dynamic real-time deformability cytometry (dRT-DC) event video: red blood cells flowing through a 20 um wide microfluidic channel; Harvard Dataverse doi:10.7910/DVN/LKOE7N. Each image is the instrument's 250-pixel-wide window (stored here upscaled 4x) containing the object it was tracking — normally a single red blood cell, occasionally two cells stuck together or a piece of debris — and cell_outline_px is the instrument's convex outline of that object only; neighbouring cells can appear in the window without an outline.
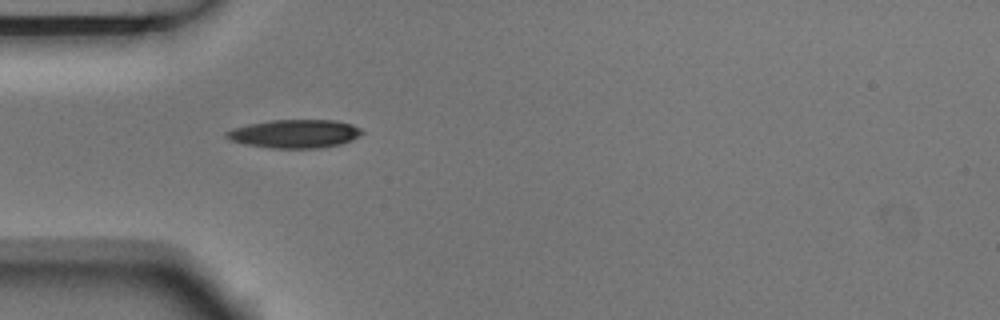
{"species": "Egyptian fruit bat (a non-hibernating species)", "species_latin": "Rousettus aegyptiacus", "temperature_condition": "room temperature", "stored_images_in_passage": 4, "camera_frame_rate_fps": 3000, "um_per_image_px": 0.085, "animal": {"sex": "male"}, "frame": {"image": 1, "passage_image": 3, "time_ms": 0.667, "image_size_px": [1000, 320], "cell_outline_px": [[364, 132], [360, 136], [352, 140], [340, 144], [316, 148], [272, 148], [244, 144], [232, 140], [224, 136], [224, 132], [232, 128], [248, 124], [272, 120], [332, 120], [352, 124], [360, 128]], "centroid_in_image_um": [25.04, 11.36], "position_along_channel_um": 60.0, "area_um2": 22.43}}
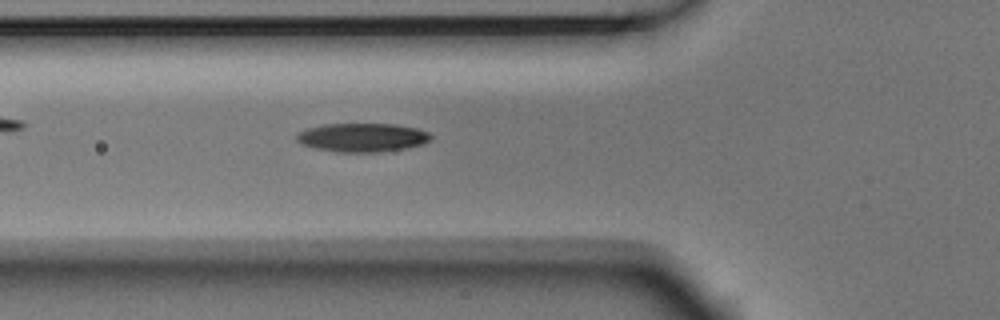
{"frame": {"image": 2, "passage_image": 4, "time_ms": 1.0, "image_size_px": [1000, 320], "cell_outline_px": [[432, 136], [428, 140], [420, 144], [404, 148], [376, 152], [336, 152], [316, 148], [304, 144], [296, 140], [296, 136], [300, 132], [308, 128], [324, 124], [396, 124], [416, 128], [428, 132]], "centroid_in_image_um": [30.78, 11.68], "position_along_channel_um": 95.0, "area_um2": 22.08}}